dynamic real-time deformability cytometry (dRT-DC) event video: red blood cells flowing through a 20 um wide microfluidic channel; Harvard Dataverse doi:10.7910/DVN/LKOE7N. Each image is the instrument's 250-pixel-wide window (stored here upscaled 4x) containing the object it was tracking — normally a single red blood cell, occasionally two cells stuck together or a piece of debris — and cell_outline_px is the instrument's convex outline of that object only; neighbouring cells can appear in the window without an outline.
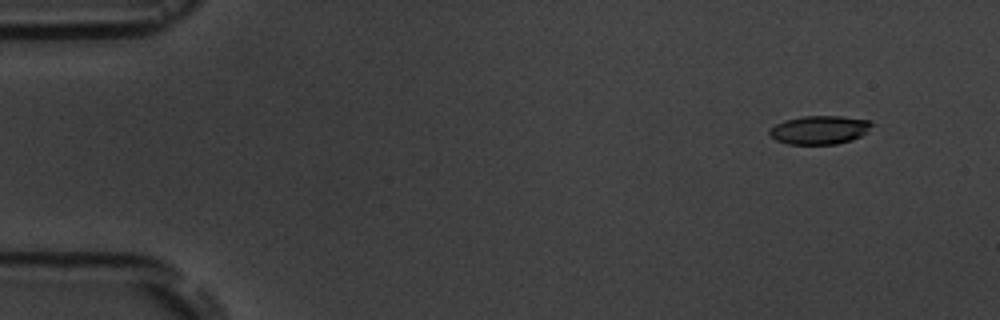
{"species": "common noctule bat (a hibernating species)", "species_latin": "Nyctalus noctula", "temperature_condition": "room temperature", "stored_images_in_passage": 13, "camera_frame_rate_fps": 3000, "um_per_image_px": 0.085, "animal": {"sex": "male", "body_mass_g": 19.5, "forearm_length_mm": 54.6}, "frame": {"image": 1, "passage_image": 2, "time_ms": 1.0, "image_size_px": [1000, 320], "cell_outline_px": [[876, 124], [860, 136], [852, 140], [836, 144], [788, 144], [776, 140], [768, 132], [776, 124], [784, 120], [804, 116], [844, 116], [868, 120]], "centroid_in_image_um": [69.69, 11.03], "position_along_channel_um": 15.3, "area_um2": 16.99}}
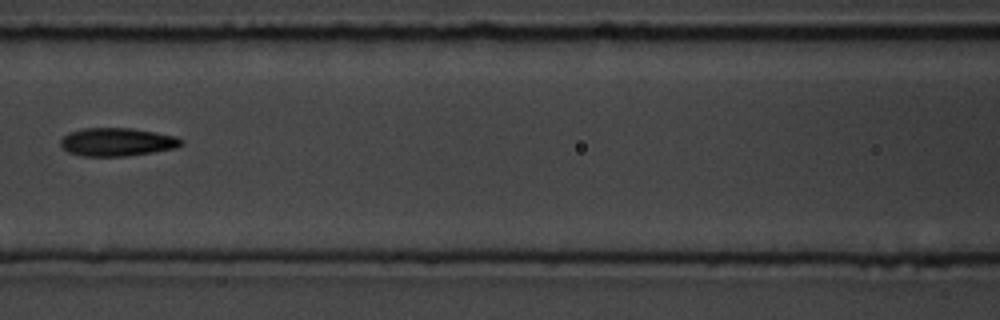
{"frame": {"image": 2, "passage_image": 7, "time_ms": 8.0, "image_size_px": [1000, 320], "cell_outline_px": [[184, 144], [176, 148], [128, 156], [84, 156], [68, 152], [60, 144], [60, 140], [64, 136], [72, 132], [84, 128], [132, 128], [156, 132], [176, 136], [184, 140]], "centroid_in_image_um": [10.0, 12.07], "position_along_channel_um": 156.6, "area_um2": 19.83}}
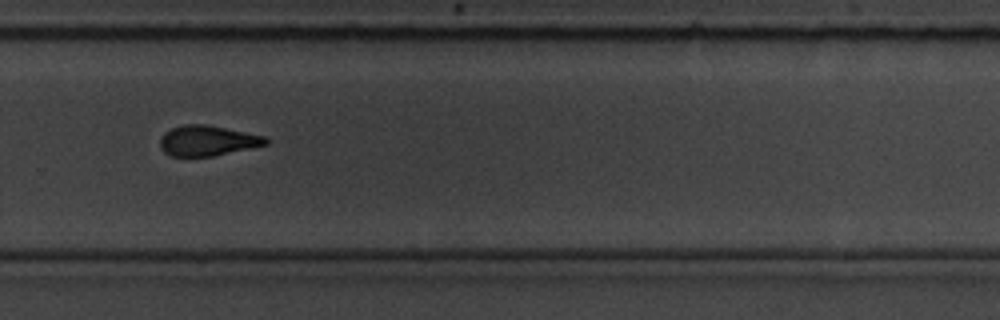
{"frame": {"image": 3, "passage_image": 11, "time_ms": 12.333, "image_size_px": [1000, 320], "cell_outline_px": [[268, 144], [212, 156], [172, 156], [164, 152], [160, 148], [160, 140], [164, 132], [172, 128], [184, 124], [208, 124], [264, 136], [268, 140]], "centroid_in_image_um": [17.61, 11.95], "position_along_channel_um": 312.2, "area_um2": 18.55}, "authors_computed_cell_mechanics": {"area_um2": 19.2474, "velocity_mm_per_s": 3.6044, "shape_relaxation_time_tau1_ms": 6.5423, "shape_relaxation_time_tau2_ms": 5.2871, "deformation_change_tau1": 0.1465, "deformation_change_tau2": 0.1161}}